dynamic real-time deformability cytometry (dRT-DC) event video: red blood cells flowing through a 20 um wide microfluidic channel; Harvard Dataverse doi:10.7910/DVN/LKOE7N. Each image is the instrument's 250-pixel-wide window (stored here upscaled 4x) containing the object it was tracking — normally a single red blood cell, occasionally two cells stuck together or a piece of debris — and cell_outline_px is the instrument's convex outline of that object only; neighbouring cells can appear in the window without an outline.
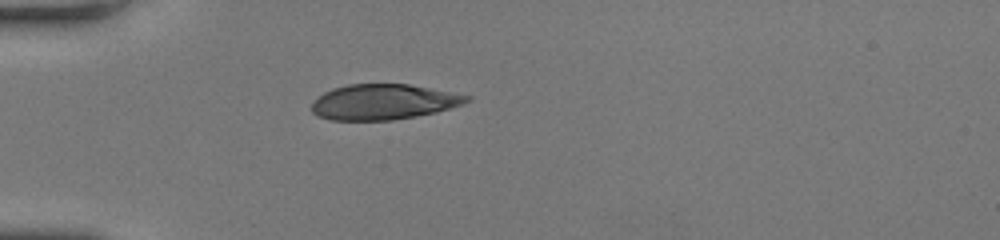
{"species": "human", "species_latin": "Homo sapiens", "temperature_condition": "room temperature", "stored_images_in_passage": 22, "camera_frame_rate_fps": 3000, "um_per_image_px": 0.085, "donor": {"sex": "female"}, "frame": {"image": 1, "passage_image": 1, "time_ms": 0.0, "image_size_px": [1000, 240], "cell_outline_px": [[448, 104], [440, 108], [428, 112], [404, 116], [376, 120], [348, 120], [324, 116], [320, 100], [324, 96], [340, 88], [360, 84], [400, 84], [416, 88], [448, 100]], "centroid_in_image_um": [32.2, 8.68], "position_along_channel_um": 52.8, "area_um2": 25.32}}
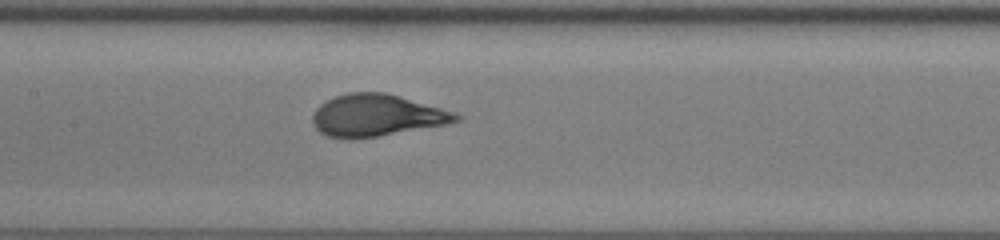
{"frame": {"image": 2, "passage_image": 10, "time_ms": 3.0, "image_size_px": [1000, 240], "cell_outline_px": [[452, 116], [448, 120], [384, 132], [360, 136], [344, 136], [328, 132], [320, 124], [356, 96], [388, 96], [428, 108]], "centroid_in_image_um": [32.23, 9.89], "position_along_channel_um": 175.2, "area_um2": 23.81}}
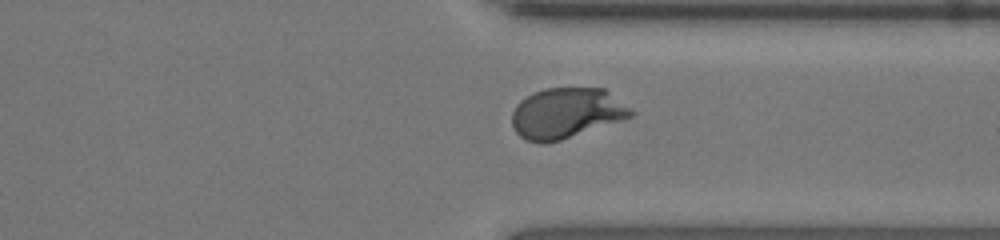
{"frame": {"image": 3, "passage_image": 22, "time_ms": 7.0, "image_size_px": [1000, 240], "cell_outline_px": [[612, 116], [564, 136], [552, 140], [532, 140], [524, 136], [520, 132], [540, 92], [560, 88], [580, 88], [600, 92], [612, 112]], "centroid_in_image_um": [47.97, 9.61], "position_along_channel_um": 363.4, "area_um2": 23.99}}